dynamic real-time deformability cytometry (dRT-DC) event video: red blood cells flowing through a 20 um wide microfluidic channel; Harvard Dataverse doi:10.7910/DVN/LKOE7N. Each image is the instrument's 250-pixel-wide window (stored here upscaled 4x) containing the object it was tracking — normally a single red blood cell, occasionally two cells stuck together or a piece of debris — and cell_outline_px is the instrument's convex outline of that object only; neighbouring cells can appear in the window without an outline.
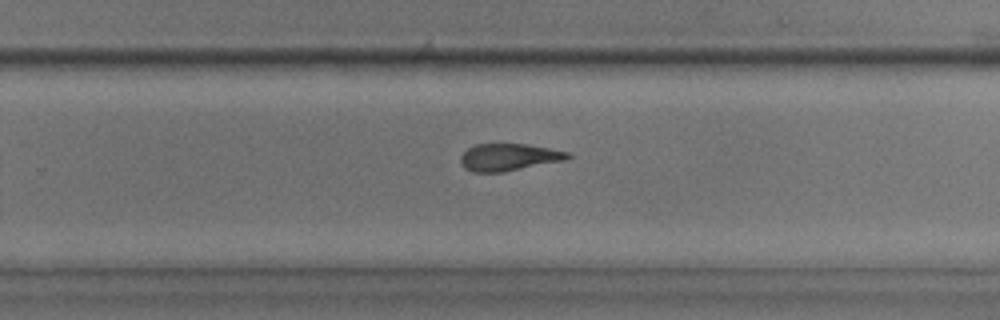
{"species": "common noctule bat (a hibernating species)", "species_latin": "Nyctalus noctula", "temperature_condition": "room temperature", "stored_images_in_passage": 9, "segment_of_instrument_passage": [2, 2], "camera_frame_rate_fps": 3000, "um_per_image_px": 0.085, "animal": {"sex": "male", "body_mass_g": 17.9, "forearm_length_mm": 54.2}, "frame": {"image": 1, "passage_image": 9, "time_ms": 10.0, "image_size_px": [1000, 320], "cell_outline_px": [[572, 156], [568, 160], [504, 172], [472, 172], [464, 168], [460, 164], [460, 156], [468, 148], [476, 144], [524, 144], [548, 148], [568, 152]], "centroid_in_image_um": [43.25, 13.37], "position_along_channel_um": 286.6, "area_um2": 17.11}}